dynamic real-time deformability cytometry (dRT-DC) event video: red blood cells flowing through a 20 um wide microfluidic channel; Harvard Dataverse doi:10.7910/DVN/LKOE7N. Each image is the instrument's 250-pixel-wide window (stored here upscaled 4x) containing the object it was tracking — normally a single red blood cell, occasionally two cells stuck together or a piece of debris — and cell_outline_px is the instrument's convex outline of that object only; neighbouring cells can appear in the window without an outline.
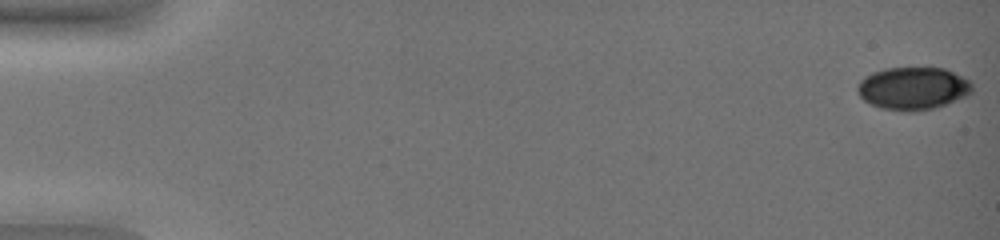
{"species": "common noctule bat (a hibernating species)", "species_latin": "Nyctalus noctula", "temperature_condition": "warm", "stored_images_in_passage": 52, "camera_frame_rate_fps": 3000, "um_per_image_px": 0.085, "animal": {"sex": "female", "body_mass_g": 19.0, "forearm_length_mm": 51.5}, "frame": {"image": 1, "passage_image": 1, "time_ms": 0.0, "image_size_px": [1000, 240], "cell_outline_px": [[972, 92], [964, 96], [936, 108], [912, 112], [908, 112], [880, 108], [864, 100], [860, 96], [856, 88], [860, 80], [864, 76], [872, 72], [884, 68], [944, 68], [968, 80], [972, 84]], "centroid_in_image_um": [77.56, 7.51], "position_along_channel_um": 7.4, "area_um2": 28.44}}
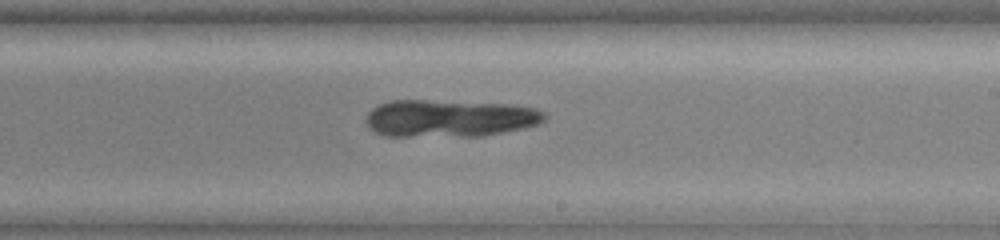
{"frame": {"image": 2, "passage_image": 34, "time_ms": 11.0, "image_size_px": [1000, 240], "cell_outline_px": [[548, 116], [540, 124], [524, 128], [484, 136], [384, 136], [368, 128], [364, 120], [368, 112], [372, 108], [380, 104], [392, 100], [424, 100], [512, 104], [536, 108], [544, 112]], "centroid_in_image_um": [38.22, 10.06], "position_along_channel_um": 250.8, "area_um2": 39.25}}
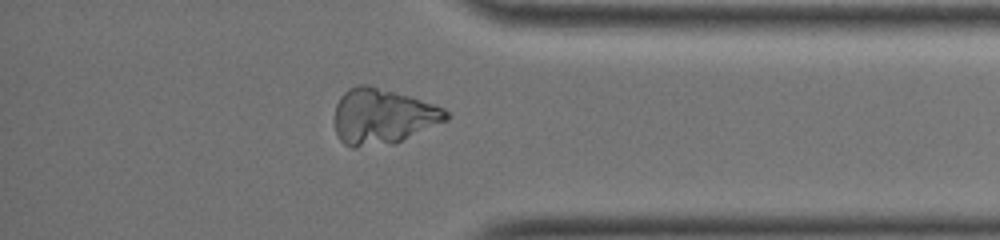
{"frame": {"image": 3, "passage_image": 46, "time_ms": 15.0, "image_size_px": [1000, 240], "cell_outline_px": [[448, 120], [396, 144], [352, 148], [344, 144], [340, 140], [336, 132], [336, 104], [340, 96], [348, 88], [356, 84], [368, 84], [436, 104], [444, 108], [448, 112]], "centroid_in_image_um": [32.54, 9.91], "position_along_channel_um": 402.7, "area_um2": 36.53}}